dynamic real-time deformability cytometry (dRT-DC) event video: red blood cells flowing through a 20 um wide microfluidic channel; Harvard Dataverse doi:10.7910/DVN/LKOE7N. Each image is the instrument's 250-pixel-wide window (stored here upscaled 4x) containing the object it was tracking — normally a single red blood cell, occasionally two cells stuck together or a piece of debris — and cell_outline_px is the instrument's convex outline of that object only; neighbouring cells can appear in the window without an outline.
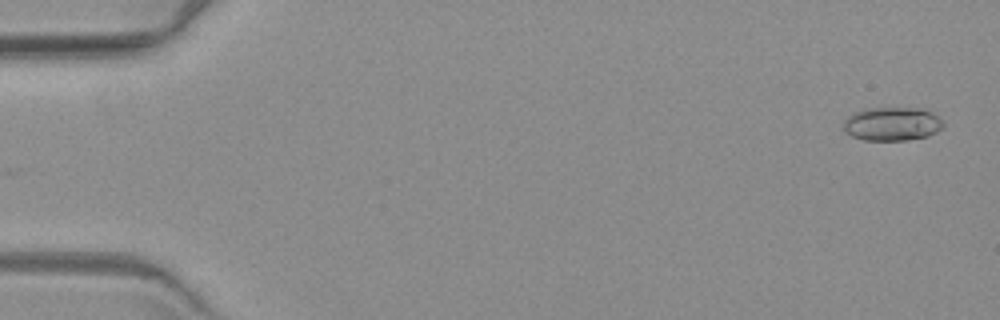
{"species": "common noctule bat (a hibernating species)", "species_latin": "Nyctalus noctula", "temperature_condition": "warm", "stored_images_in_passage": 8, "camera_frame_rate_fps": 3000, "um_per_image_px": 0.085, "animal": {"sex": "female", "body_mass_g": 19.3, "forearm_length_mm": 54.1}, "frame": {"image": 1, "passage_image": 1, "time_ms": 0.0, "image_size_px": [1000, 320], "cell_outline_px": [[944, 124], [936, 132], [928, 136], [908, 140], [864, 140], [852, 136], [844, 132], [844, 120], [848, 116], [864, 108], [928, 108]], "centroid_in_image_um": [75.82, 10.53], "position_along_channel_um": 9.2, "area_um2": 19.59}}
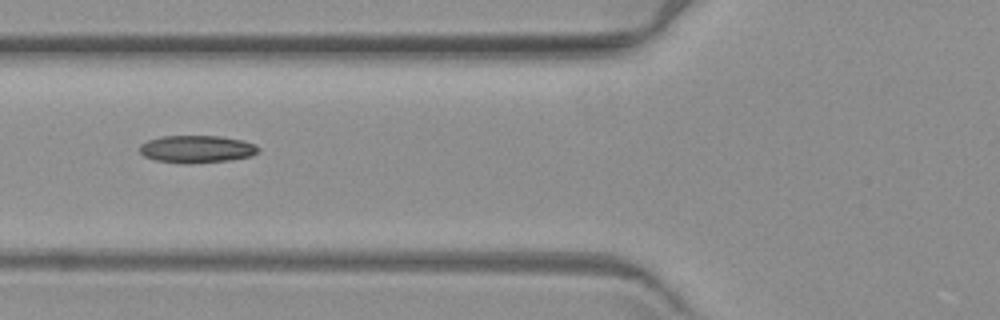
{"frame": {"image": 2, "passage_image": 7, "time_ms": 7.0, "image_size_px": [1000, 320], "cell_outline_px": [[260, 152], [252, 156], [228, 160], [192, 164], [184, 164], [156, 160], [144, 156], [140, 152], [140, 144], [148, 140], [160, 136], [220, 136], [240, 140], [252, 144], [260, 148]], "centroid_in_image_um": [16.71, 12.68], "position_along_channel_um": 109.1, "area_um2": 19.02}}
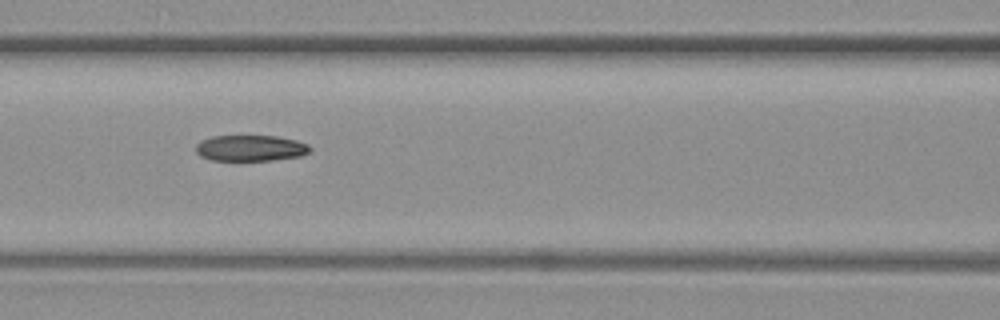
{"frame": {"image": 3, "passage_image": 8, "time_ms": 8.0, "image_size_px": [1000, 320], "cell_outline_px": [[312, 148], [304, 156], [272, 160], [212, 160], [200, 156], [196, 152], [196, 144], [200, 140], [212, 136], [276, 136], [296, 140], [308, 144]], "centroid_in_image_um": [21.3, 12.59], "position_along_channel_um": 145.3, "area_um2": 17.4}}